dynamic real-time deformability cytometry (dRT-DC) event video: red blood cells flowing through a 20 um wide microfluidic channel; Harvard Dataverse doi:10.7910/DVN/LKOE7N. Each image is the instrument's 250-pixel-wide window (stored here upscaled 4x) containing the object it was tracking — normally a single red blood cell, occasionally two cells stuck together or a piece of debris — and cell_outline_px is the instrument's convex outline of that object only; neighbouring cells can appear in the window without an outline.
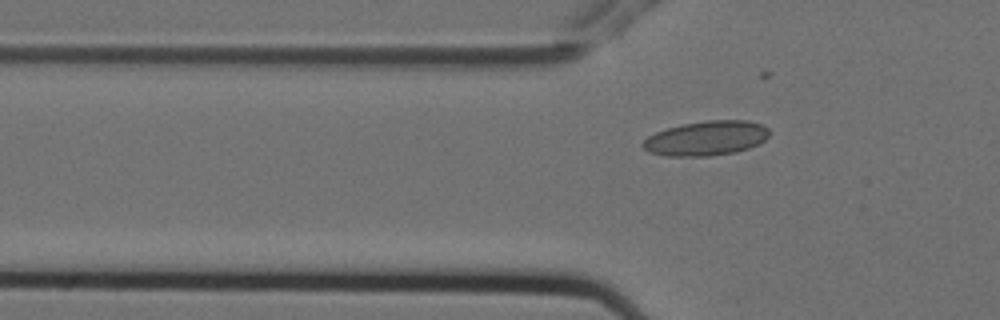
{"species": "Egyptian fruit bat (a non-hibernating species)", "species_latin": "Rousettus aegyptiacus", "temperature_condition": "cold", "stored_images_in_passage": 7, "camera_frame_rate_fps": 3000, "um_per_image_px": 0.085, "animal": {"sex": "female"}, "frame": {"image": 1, "passage_image": 7, "time_ms": 2.0, "image_size_px": [1000, 320], "cell_outline_px": [[768, 136], [760, 144], [736, 152], [708, 156], [664, 156], [648, 152], [640, 144], [648, 136], [656, 132], [680, 124], [704, 120], [748, 120], [760, 124], [768, 128]], "centroid_in_image_um": [60.01, 11.75], "position_along_channel_um": 65.8, "area_um2": 25.66}}